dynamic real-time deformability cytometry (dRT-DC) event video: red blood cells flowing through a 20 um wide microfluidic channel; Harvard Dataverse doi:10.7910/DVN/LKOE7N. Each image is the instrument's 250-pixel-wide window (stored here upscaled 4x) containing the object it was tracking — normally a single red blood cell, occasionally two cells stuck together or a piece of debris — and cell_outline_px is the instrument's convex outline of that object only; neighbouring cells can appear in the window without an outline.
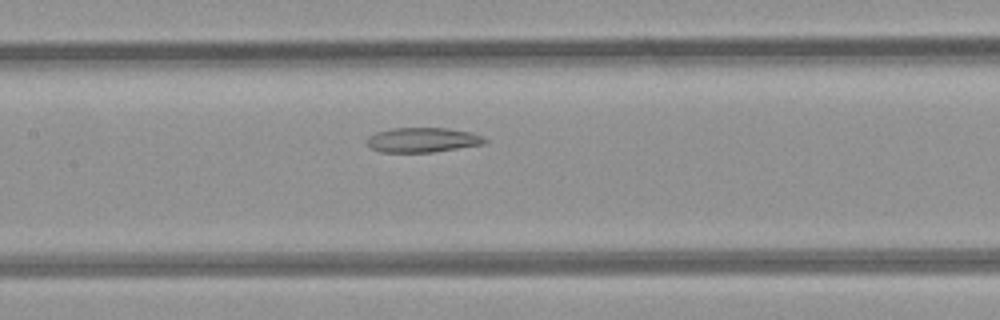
{"species": "common noctule bat (a hibernating species)", "species_latin": "Nyctalus noctula", "temperature_condition": "room temperature", "stored_images_in_passage": 32, "segment_of_instrument_passage": [1, 2], "camera_frame_rate_fps": 3000, "um_per_image_px": 0.085, "animal": {"sex": "female", "body_mass_g": 21.9}, "frame": {"image": 1, "passage_image": 15, "time_ms": 4.667, "image_size_px": [1000, 320], "cell_outline_px": [[488, 140], [484, 144], [432, 152], [380, 152], [372, 148], [368, 144], [368, 136], [376, 132], [392, 128], [448, 128], [472, 132], [484, 136]], "centroid_in_image_um": [35.96, 11.89], "position_along_channel_um": 171.4, "area_um2": 16.99}}
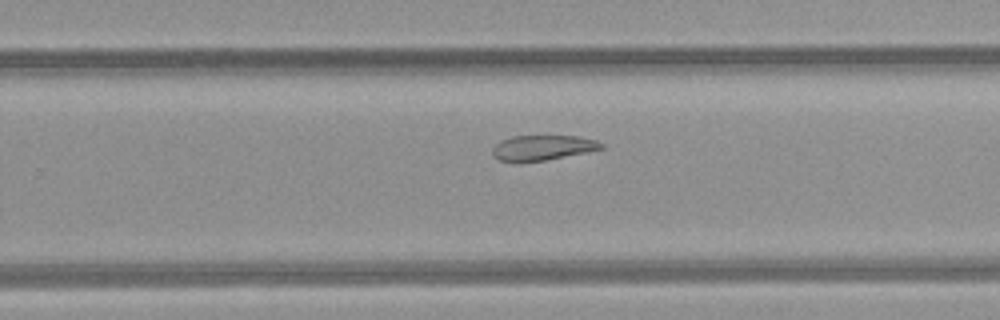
{"frame": {"image": 2, "passage_image": 23, "time_ms": 7.333, "image_size_px": [1000, 320], "cell_outline_px": [[604, 148], [588, 152], [544, 160], [520, 164], [516, 164], [496, 160], [492, 156], [492, 148], [500, 140], [512, 136], [576, 136], [596, 140], [604, 144]], "centroid_in_image_um": [46.04, 12.59], "position_along_channel_um": 283.8, "area_um2": 16.42}}
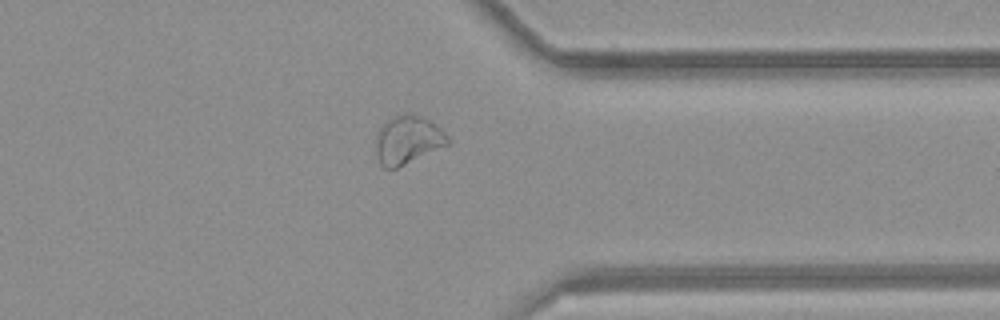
{"frame": {"image": 3, "passage_image": 30, "time_ms": 9.667, "image_size_px": [1000, 320], "cell_outline_px": [[448, 144], [396, 168], [384, 168], [380, 164], [376, 156], [376, 132], [388, 120], [400, 112], [408, 112], [420, 116], [428, 120], [440, 128], [448, 136]], "centroid_in_image_um": [34.61, 11.87], "position_along_channel_um": 376.8, "area_um2": 20.06}}